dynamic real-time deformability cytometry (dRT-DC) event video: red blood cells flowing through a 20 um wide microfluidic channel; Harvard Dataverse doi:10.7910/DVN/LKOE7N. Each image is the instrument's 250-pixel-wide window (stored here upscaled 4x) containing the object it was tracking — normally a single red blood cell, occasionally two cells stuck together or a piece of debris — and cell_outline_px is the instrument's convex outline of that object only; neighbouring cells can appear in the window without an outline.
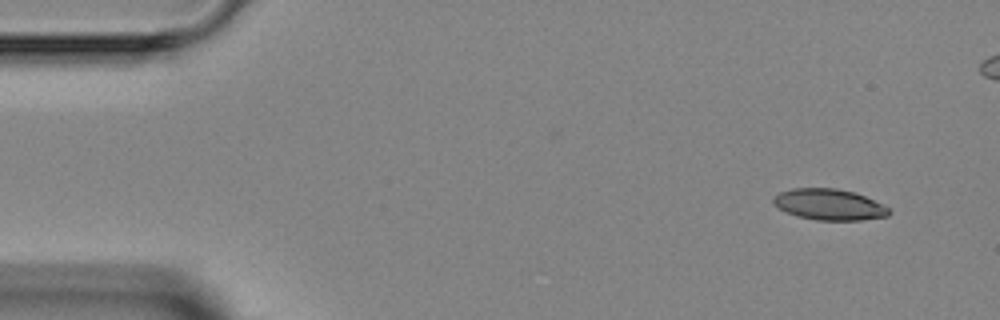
{"species": "Egyptian fruit bat (a non-hibernating species)", "species_latin": "Rousettus aegyptiacus", "temperature_condition": "room temperature", "stored_images_in_passage": 4, "camera_frame_rate_fps": 3000, "um_per_image_px": 0.085, "animal": {"sex": "female"}, "frame": {"image": 1, "passage_image": 1, "time_ms": 0.0, "image_size_px": [1000, 320], "cell_outline_px": [[892, 212], [888, 216], [860, 220], [816, 220], [796, 216], [780, 208], [772, 200], [772, 196], [780, 192], [792, 188], [836, 188], [856, 192], [888, 208]], "centroid_in_image_um": [70.47, 17.38], "position_along_channel_um": 14.5, "area_um2": 20.81}}